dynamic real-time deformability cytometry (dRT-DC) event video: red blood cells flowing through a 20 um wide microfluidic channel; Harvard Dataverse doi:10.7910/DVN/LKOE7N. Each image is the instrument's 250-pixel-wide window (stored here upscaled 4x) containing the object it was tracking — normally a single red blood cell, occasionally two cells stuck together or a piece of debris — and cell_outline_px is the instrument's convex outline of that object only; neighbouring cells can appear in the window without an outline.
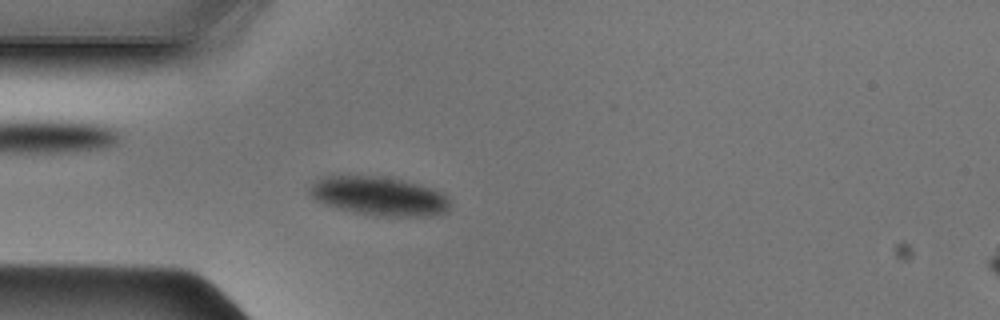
{"species": "Egyptian fruit bat (a non-hibernating species)", "species_latin": "Rousettus aegyptiacus", "temperature_condition": "cold", "stored_images_in_passage": 47, "camera_frame_rate_fps": 3000, "um_per_image_px": 0.085, "animal": {"sex": "male"}, "frame": {"image": 1, "passage_image": 12, "time_ms": 3.667, "image_size_px": [1000, 320], "cell_outline_px": [[452, 200], [448, 212], [432, 216], [380, 216], [352, 212], [336, 208], [324, 204], [316, 200], [308, 192], [308, 188], [312, 184], [324, 176], [380, 176], [420, 184], [444, 192]], "centroid_in_image_um": [32.28, 16.68], "position_along_channel_um": 52.7, "area_um2": 32.14}}
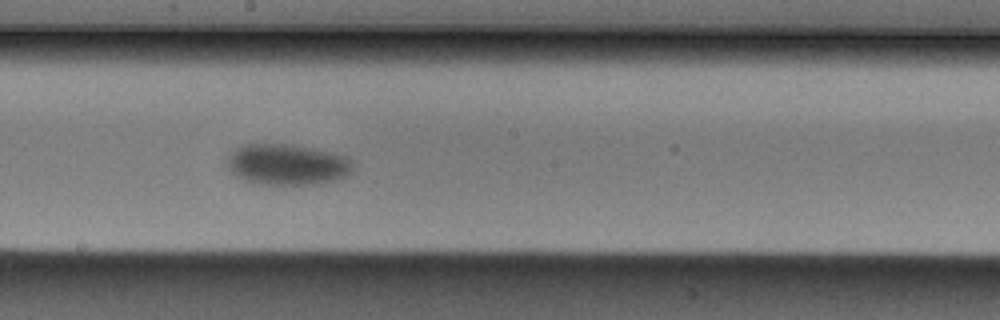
{"frame": {"image": 2, "passage_image": 25, "time_ms": 8.0, "image_size_px": [1000, 320], "cell_outline_px": [[352, 172], [348, 176], [320, 184], [260, 184], [244, 180], [236, 176], [224, 164], [228, 156], [236, 148], [248, 144], [292, 144], [332, 152], [348, 156], [352, 160]], "centroid_in_image_um": [24.42, 13.98], "position_along_channel_um": 223.8, "area_um2": 30.29}}
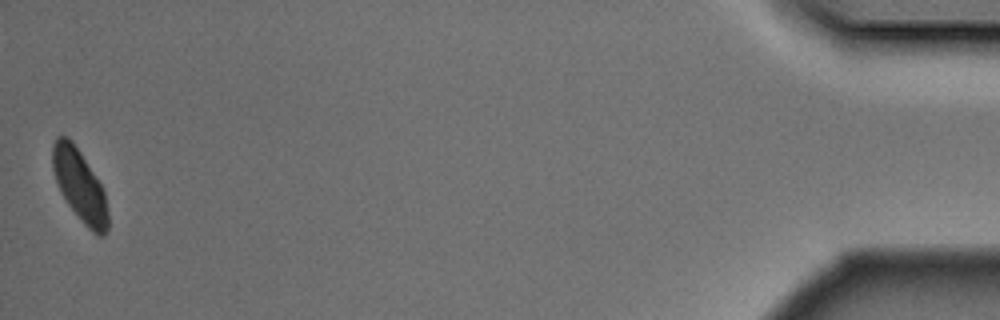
{"frame": {"image": 3, "passage_image": 47, "time_ms": 15.333, "image_size_px": [1000, 320], "cell_outline_px": [[108, 228], [104, 236], [96, 236], [84, 224], [68, 204], [56, 180], [52, 168], [52, 144], [56, 136], [68, 136], [72, 140], [80, 152], [100, 184], [104, 192], [108, 212]], "centroid_in_image_um": [6.77, 15.76], "position_along_channel_um": 428.4, "area_um2": 22.89}}